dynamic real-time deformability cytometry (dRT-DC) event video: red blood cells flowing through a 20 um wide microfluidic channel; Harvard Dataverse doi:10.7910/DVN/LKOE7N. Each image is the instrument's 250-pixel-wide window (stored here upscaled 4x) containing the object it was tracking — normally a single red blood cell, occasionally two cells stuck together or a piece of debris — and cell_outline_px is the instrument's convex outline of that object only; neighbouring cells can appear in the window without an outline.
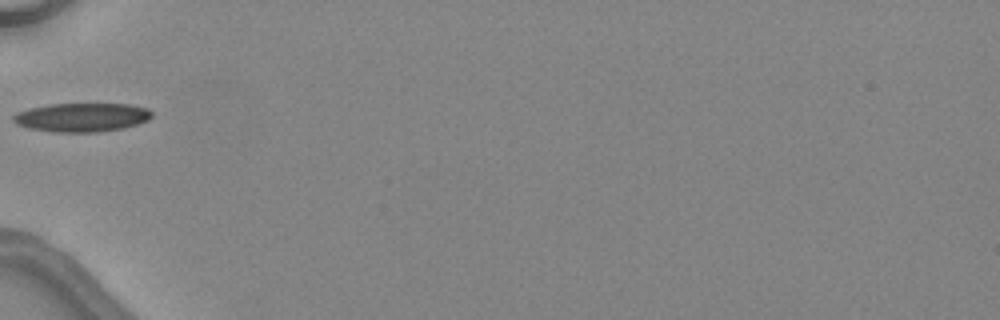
{"species": "common noctule bat (a hibernating species)", "species_latin": "Nyctalus noctula", "temperature_condition": "warm", "stored_images_in_passage": 1, "camera_frame_rate_fps": 3000, "um_per_image_px": 0.085, "animal": {"sex": "female", "body_mass_g": 24.6, "forearm_length_mm": 56.2}, "frame": {"image": 1, "passage_image": 1, "time_ms": 0.0, "image_size_px": [1000, 320], "cell_outline_px": [[152, 116], [148, 120], [124, 128], [100, 132], [56, 132], [28, 128], [16, 124], [12, 120], [12, 116], [16, 112], [28, 108], [48, 104], [128, 104], [148, 108], [152, 112]], "centroid_in_image_um": [6.93, 9.97], "position_along_channel_um": 78.1, "area_um2": 23.41}}